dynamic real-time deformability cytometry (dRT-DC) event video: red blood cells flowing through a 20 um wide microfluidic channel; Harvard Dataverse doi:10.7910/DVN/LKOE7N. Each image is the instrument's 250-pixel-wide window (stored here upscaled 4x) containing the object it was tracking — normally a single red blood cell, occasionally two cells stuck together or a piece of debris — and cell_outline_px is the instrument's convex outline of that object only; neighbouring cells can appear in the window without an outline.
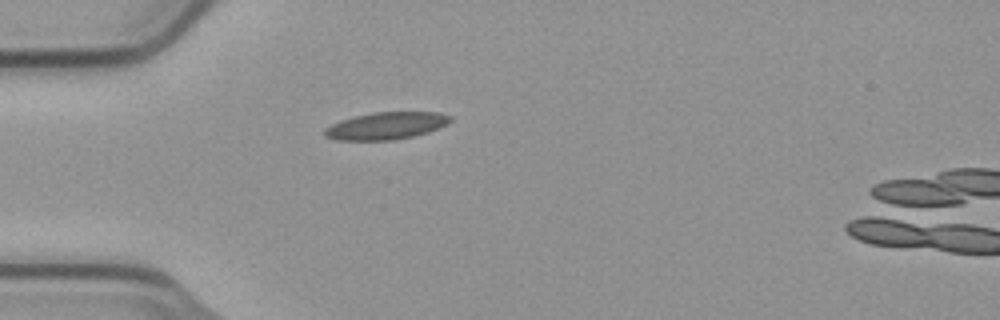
{"species": "common noctule bat (a hibernating species)", "species_latin": "Nyctalus noctula", "temperature_condition": "cold", "stored_images_in_passage": 2, "camera_frame_rate_fps": 3000, "um_per_image_px": 0.085, "animal": {"sex": "male", "body_mass_g": 23.1, "forearm_length_mm": 52.7}, "frame": {"image": 1, "passage_image": 1, "time_ms": 0.0, "image_size_px": [1000, 320], "cell_outline_px": [[452, 120], [448, 124], [440, 128], [428, 132], [412, 136], [392, 140], [336, 140], [324, 136], [324, 128], [340, 120], [352, 116], [372, 112], [440, 112], [452, 116]], "centroid_in_image_um": [32.83, 10.68], "position_along_channel_um": 52.2, "area_um2": 20.17}}